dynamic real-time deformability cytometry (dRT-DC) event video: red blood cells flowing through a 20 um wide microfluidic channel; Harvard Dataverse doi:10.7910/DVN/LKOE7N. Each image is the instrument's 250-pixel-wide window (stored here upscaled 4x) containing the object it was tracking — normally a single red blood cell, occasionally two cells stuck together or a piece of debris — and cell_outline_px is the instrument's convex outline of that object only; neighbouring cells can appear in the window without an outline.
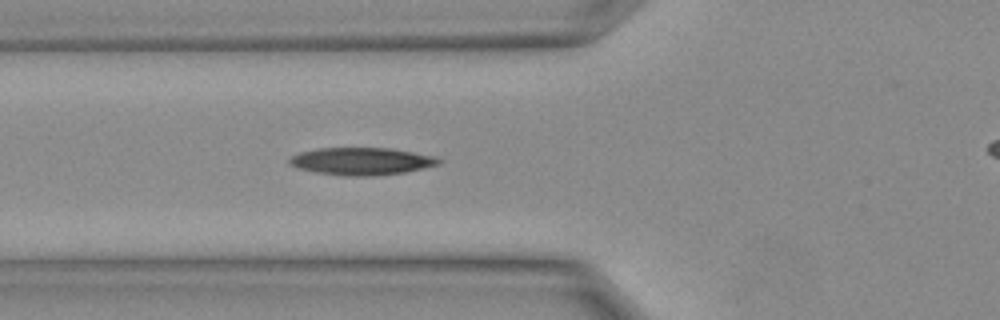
{"species": "Egyptian fruit bat (a non-hibernating species)", "species_latin": "Rousettus aegyptiacus", "temperature_condition": "warm", "stored_images_in_passage": 6, "camera_frame_rate_fps": 3000, "um_per_image_px": 0.085, "animal": {"sex": "female"}, "frame": {"image": 1, "passage_image": 6, "time_ms": 1.667, "image_size_px": [1000, 320], "cell_outline_px": [[444, 160], [440, 164], [424, 168], [404, 172], [360, 176], [356, 176], [320, 172], [300, 168], [288, 164], [288, 160], [292, 156], [300, 152], [316, 148], [388, 148], [436, 156]], "centroid_in_image_um": [30.77, 13.68], "position_along_channel_um": 95.0, "area_um2": 23.41}}